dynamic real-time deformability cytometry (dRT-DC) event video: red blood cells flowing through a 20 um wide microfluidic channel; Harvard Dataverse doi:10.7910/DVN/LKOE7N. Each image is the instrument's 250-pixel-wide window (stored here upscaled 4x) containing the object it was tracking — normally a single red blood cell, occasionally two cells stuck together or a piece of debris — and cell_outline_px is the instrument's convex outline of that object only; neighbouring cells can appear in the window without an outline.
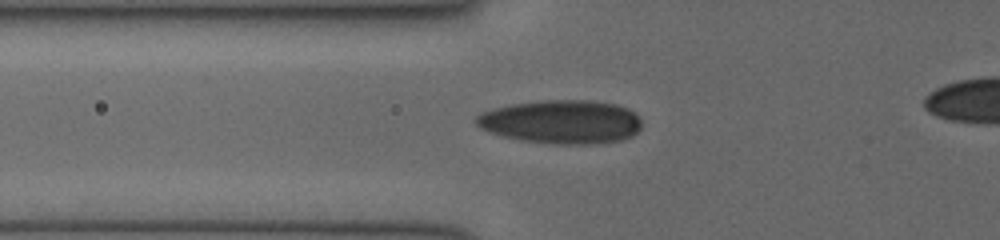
{"species": "human", "species_latin": "Homo sapiens", "temperature_condition": "cold", "stored_images_in_passage": 8, "camera_frame_rate_fps": 3000, "um_per_image_px": 0.085, "donor": {"sex": "female"}, "frame": {"image": 1, "passage_image": 2, "time_ms": 0.333, "image_size_px": [1000, 240], "cell_outline_px": [[640, 128], [632, 136], [620, 140], [592, 144], [556, 144], [520, 140], [504, 136], [480, 128], [472, 120], [480, 112], [492, 108], [512, 104], [544, 100], [588, 100], [616, 104], [628, 108], [640, 120]], "centroid_in_image_um": [47.67, 10.35], "position_along_channel_um": 78.1, "area_um2": 42.08}}
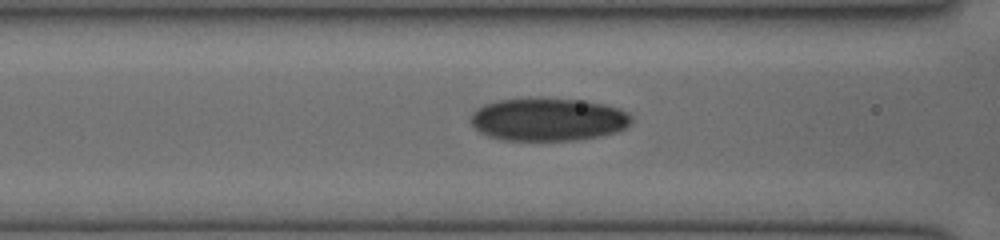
{"frame": {"image": 2, "passage_image": 5, "time_ms": 1.333, "image_size_px": [1000, 240], "cell_outline_px": [[632, 120], [624, 128], [616, 132], [600, 136], [576, 140], [504, 140], [488, 136], [480, 132], [472, 124], [472, 112], [476, 108], [484, 104], [500, 100], [584, 100], [604, 104], [620, 108], [628, 112], [632, 116]], "centroid_in_image_um": [46.62, 10.17], "position_along_channel_um": 120.0, "area_um2": 39.59}}
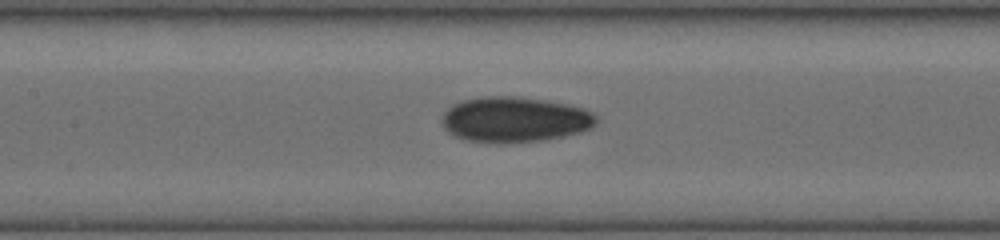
{"frame": {"image": 3, "passage_image": 8, "time_ms": 2.333, "image_size_px": [1000, 240], "cell_outline_px": [[596, 124], [592, 128], [580, 132], [564, 136], [544, 140], [500, 144], [496, 144], [468, 140], [456, 136], [448, 132], [444, 128], [440, 120], [444, 112], [448, 108], [464, 100], [484, 96], [516, 96], [548, 100], [568, 104], [584, 108], [592, 112], [596, 116]], "centroid_in_image_um": [43.76, 10.16], "position_along_channel_um": 163.6, "area_um2": 41.21}}